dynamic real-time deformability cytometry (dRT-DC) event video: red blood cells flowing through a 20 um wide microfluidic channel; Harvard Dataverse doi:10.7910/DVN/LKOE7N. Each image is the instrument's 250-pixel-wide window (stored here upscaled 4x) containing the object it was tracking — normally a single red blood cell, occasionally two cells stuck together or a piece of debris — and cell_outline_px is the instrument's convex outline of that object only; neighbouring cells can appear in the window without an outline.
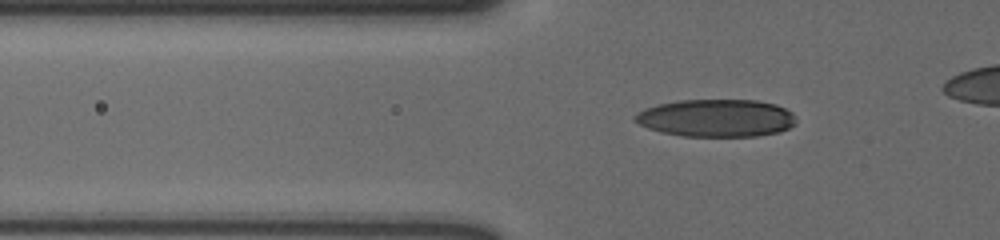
{"species": "human", "species_latin": "Homo sapiens", "temperature_condition": "cold", "stored_images_in_passage": 56, "camera_frame_rate_fps": 3000, "um_per_image_px": 0.085, "donor": {"sex": "male"}, "frame": {"image": 1, "passage_image": 24, "time_ms": 7.667, "image_size_px": [1000, 240], "cell_outline_px": [[796, 124], [780, 132], [756, 136], [684, 136], [660, 132], [648, 128], [632, 120], [632, 116], [644, 108], [656, 104], [680, 100], [756, 100], [776, 104], [792, 112], [796, 120]], "centroid_in_image_um": [60.87, 10.03], "position_along_channel_um": 64.9, "area_um2": 35.55}}
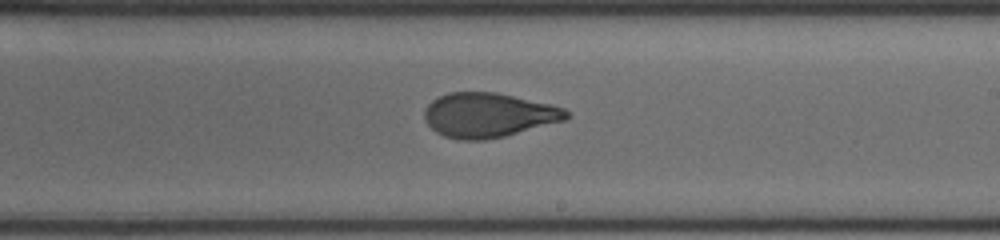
{"frame": {"image": 2, "passage_image": 40, "time_ms": 13.0, "image_size_px": [1000, 240], "cell_outline_px": [[572, 116], [564, 120], [504, 136], [484, 140], [460, 140], [444, 136], [436, 132], [424, 120], [424, 108], [432, 100], [448, 92], [496, 92], [548, 104], [564, 108]], "centroid_in_image_um": [41.47, 9.78], "position_along_channel_um": 247.5, "area_um2": 36.59}}
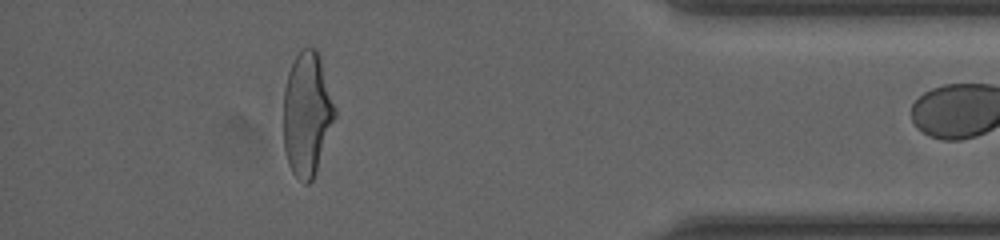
{"frame": {"image": 3, "passage_image": 55, "time_ms": 18.0, "image_size_px": [1000, 240], "cell_outline_px": [[336, 116], [316, 172], [312, 180], [308, 184], [304, 184], [292, 172], [288, 164], [284, 152], [284, 88], [288, 72], [300, 48], [316, 48], [320, 56], [336, 108]], "centroid_in_image_um": [26.1, 9.69], "position_along_channel_um": 409.1, "area_um2": 37.28}}